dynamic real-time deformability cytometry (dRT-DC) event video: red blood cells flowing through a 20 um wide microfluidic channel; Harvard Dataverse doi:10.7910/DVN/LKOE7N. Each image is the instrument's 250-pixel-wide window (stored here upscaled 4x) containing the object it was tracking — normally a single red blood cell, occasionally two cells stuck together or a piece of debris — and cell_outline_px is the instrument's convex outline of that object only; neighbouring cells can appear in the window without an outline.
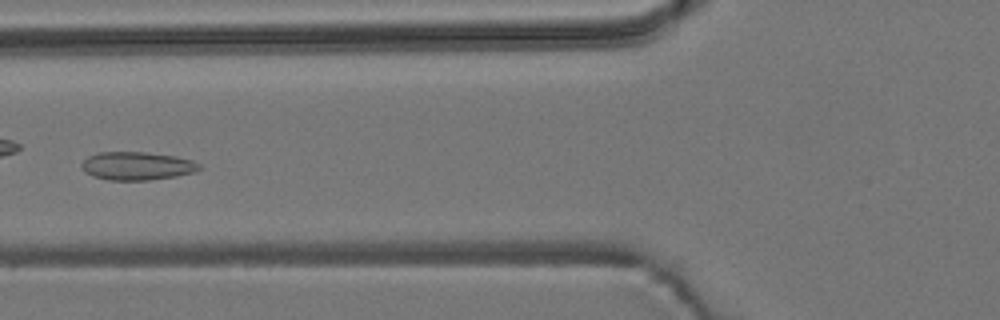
{"species": "common noctule bat (a hibernating species)", "species_latin": "Nyctalus noctula", "temperature_condition": "room temperature", "stored_images_in_passage": 3, "camera_frame_rate_fps": 3000, "um_per_image_px": 0.085, "animal": {"sex": "male", "body_mass_g": 19.2, "forearm_length_mm": 51.8}, "frame": {"image": 1, "passage_image": 3, "time_ms": 2.333, "image_size_px": [1000, 320], "cell_outline_px": [[200, 168], [196, 172], [176, 176], [148, 180], [108, 180], [92, 176], [84, 172], [80, 168], [80, 164], [88, 156], [100, 152], [144, 152], [176, 156], [192, 160], [200, 164]], "centroid_in_image_um": [11.62, 14.1], "position_along_channel_um": 114.2, "area_um2": 19.48}}